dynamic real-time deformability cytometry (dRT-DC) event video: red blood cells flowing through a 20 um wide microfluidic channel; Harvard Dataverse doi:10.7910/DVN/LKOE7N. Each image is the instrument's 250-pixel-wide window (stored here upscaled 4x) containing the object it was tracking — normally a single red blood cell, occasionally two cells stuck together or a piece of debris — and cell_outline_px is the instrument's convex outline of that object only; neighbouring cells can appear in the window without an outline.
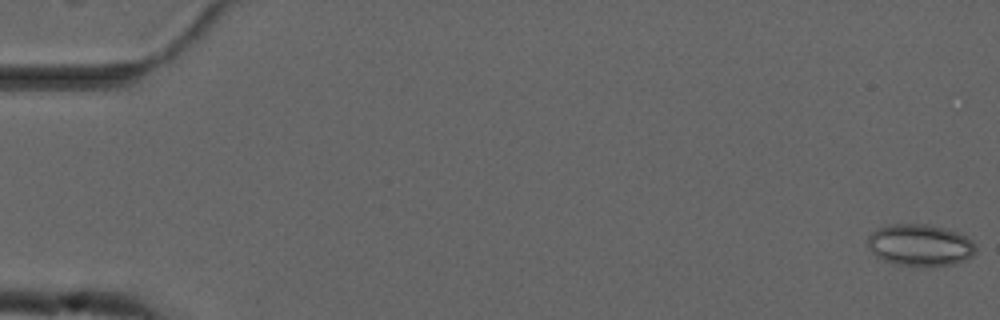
{"species": "common noctule bat (a hibernating species)", "species_latin": "Nyctalus noctula", "temperature_condition": "cold", "stored_images_in_passage": 28, "camera_frame_rate_fps": 3000, "um_per_image_px": 0.085, "animal": {"sex": "male", "forearm_length_mm": 52.5}, "frame": {"image": 1, "passage_image": 1, "time_ms": 0.0, "image_size_px": [1000, 320], "cell_outline_px": [[976, 252], [972, 256], [964, 260], [952, 264], [932, 268], [896, 264], [884, 260], [876, 256], [872, 252], [868, 244], [868, 236], [876, 228], [892, 224], [924, 224], [944, 228], [960, 232], [972, 240], [976, 244]], "centroid_in_image_um": [78.24, 20.85], "position_along_channel_um": 6.8, "area_um2": 26.7}}
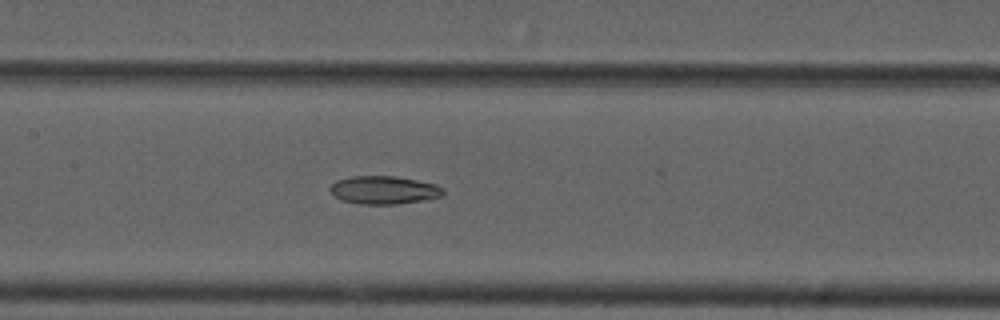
{"frame": {"image": 2, "passage_image": 27, "time_ms": 8.667, "image_size_px": [1000, 320], "cell_outline_px": [[444, 192], [440, 196], [428, 200], [396, 204], [360, 204], [340, 200], [328, 188], [336, 180], [352, 176], [396, 176], [436, 184], [444, 188]], "centroid_in_image_um": [32.64, 16.15], "position_along_channel_um": 174.8, "area_um2": 18.61}}